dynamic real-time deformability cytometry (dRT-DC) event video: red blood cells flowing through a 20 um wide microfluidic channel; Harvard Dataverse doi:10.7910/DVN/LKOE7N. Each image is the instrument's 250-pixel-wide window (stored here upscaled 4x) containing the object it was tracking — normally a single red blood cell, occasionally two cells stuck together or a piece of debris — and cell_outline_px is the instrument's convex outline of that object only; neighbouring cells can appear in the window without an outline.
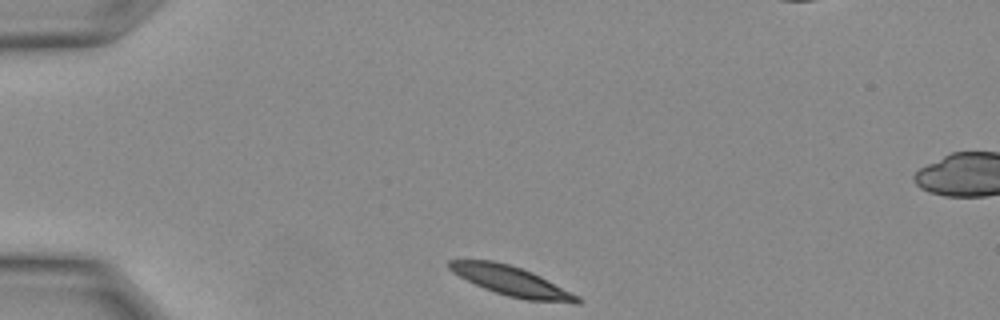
{"species": "Egyptian fruit bat (a non-hibernating species)", "species_latin": "Rousettus aegyptiacus", "temperature_condition": "warm", "stored_images_in_passage": 12, "camera_frame_rate_fps": 3000, "um_per_image_px": 0.085, "animal": {"sex": "female"}, "frame": {"image": 1, "passage_image": 1, "time_ms": 0.0, "image_size_px": [1000, 320], "cell_outline_px": [[584, 300], [580, 304], [572, 304], [528, 300], [508, 296], [484, 288], [452, 272], [448, 268], [448, 260], [492, 260], [508, 264], [532, 272], [580, 296]], "centroid_in_image_um": [43.55, 23.92], "position_along_channel_um": 41.4, "area_um2": 22.02}}
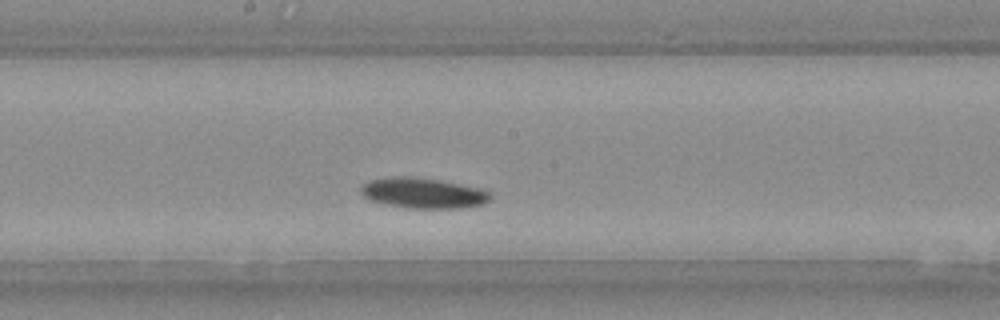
{"frame": {"image": 2, "passage_image": 10, "time_ms": 3.0, "image_size_px": [1000, 320], "cell_outline_px": [[492, 196], [484, 204], [464, 208], [404, 208], [384, 204], [368, 200], [360, 192], [360, 188], [368, 180], [400, 176], [408, 176], [436, 180], [480, 188], [492, 192]], "centroid_in_image_um": [35.96, 16.43], "position_along_channel_um": 212.2, "area_um2": 23.0}}
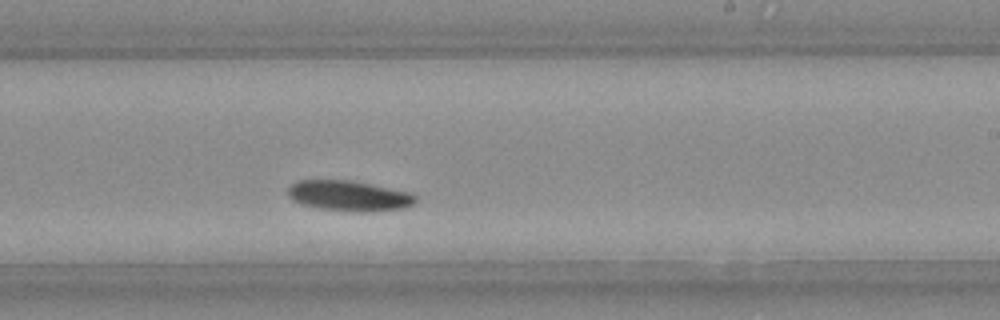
{"frame": {"image": 3, "passage_image": 12, "time_ms": 3.667, "image_size_px": [1000, 320], "cell_outline_px": [[420, 200], [416, 204], [404, 208], [372, 212], [352, 212], [316, 208], [300, 204], [292, 200], [288, 196], [288, 188], [296, 180], [348, 180], [372, 184], [412, 192]], "centroid_in_image_um": [29.71, 16.66], "position_along_channel_um": 259.3, "area_um2": 23.24}}